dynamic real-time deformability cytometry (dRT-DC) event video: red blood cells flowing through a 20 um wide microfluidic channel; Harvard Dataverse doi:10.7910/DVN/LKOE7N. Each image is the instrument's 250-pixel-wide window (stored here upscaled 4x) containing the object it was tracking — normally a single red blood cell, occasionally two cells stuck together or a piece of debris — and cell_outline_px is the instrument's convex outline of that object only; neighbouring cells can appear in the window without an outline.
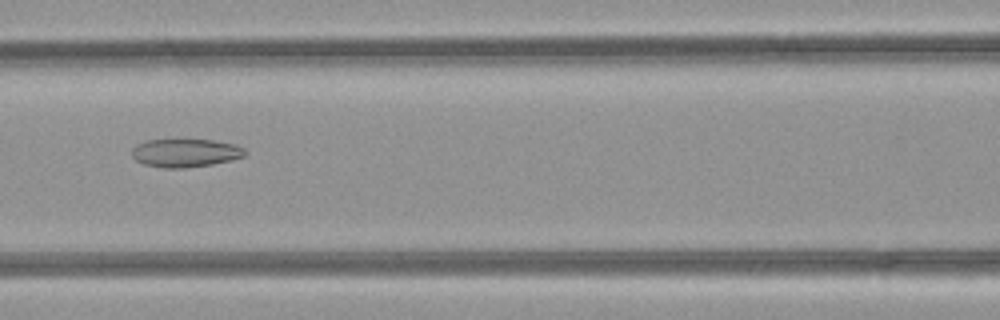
{"species": "common noctule bat (a hibernating species)", "species_latin": "Nyctalus noctula", "temperature_condition": "room temperature", "stored_images_in_passage": 51, "camera_frame_rate_fps": 3000, "um_per_image_px": 0.085, "animal": {"sex": "female", "body_mass_g": 21.9}, "frame": {"image": 1, "passage_image": 23, "time_ms": 7.333, "image_size_px": [1000, 320], "cell_outline_px": [[248, 152], [244, 156], [232, 160], [212, 164], [184, 168], [164, 168], [144, 164], [136, 160], [132, 156], [132, 148], [136, 144], [148, 140], [212, 140], [236, 144], [244, 148]], "centroid_in_image_um": [15.78, 13.0], "position_along_channel_um": 150.8, "area_um2": 18.67}}
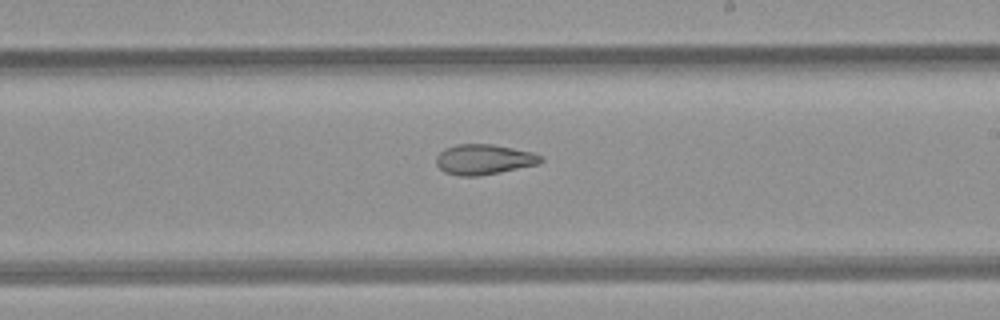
{"frame": {"image": 2, "passage_image": 30, "time_ms": 9.667, "image_size_px": [1000, 320], "cell_outline_px": [[544, 160], [540, 164], [500, 172], [476, 176], [460, 176], [444, 172], [436, 164], [436, 156], [444, 148], [456, 144], [492, 144], [532, 152], [544, 156]], "centroid_in_image_um": [41.14, 13.55], "position_along_channel_um": 247.9, "area_um2": 18.55}}
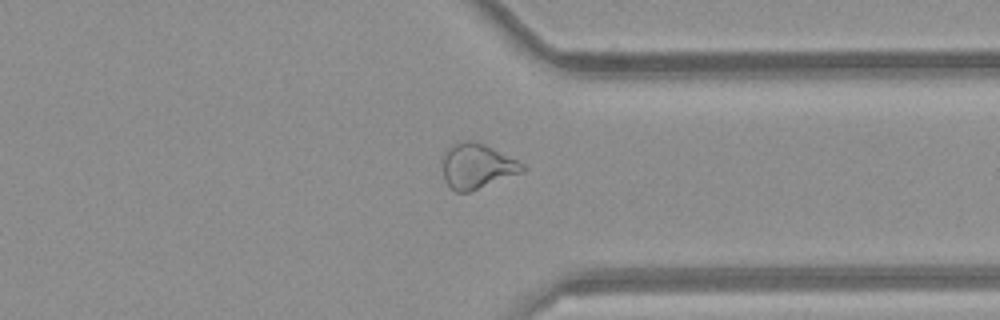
{"frame": {"image": 3, "passage_image": 39, "time_ms": 12.667, "image_size_px": [1000, 320], "cell_outline_px": [[524, 168], [520, 172], [468, 192], [456, 192], [444, 180], [440, 160], [444, 152], [452, 144], [464, 140], [472, 140], [484, 144], [524, 164]], "centroid_in_image_um": [40.44, 14.09], "position_along_channel_um": 371.0, "area_um2": 20.69}, "authors_computed_cell_mechanics": {"area_um2": 23.2356, "velocity_mm_per_s": 4.1681, "shape_relaxation_time_tau1_ms": null, "shape_relaxation_time_tau2_ms": 3.2361, "deformation_change_tau1": null, "deformation_change_tau2": 0.0962}}